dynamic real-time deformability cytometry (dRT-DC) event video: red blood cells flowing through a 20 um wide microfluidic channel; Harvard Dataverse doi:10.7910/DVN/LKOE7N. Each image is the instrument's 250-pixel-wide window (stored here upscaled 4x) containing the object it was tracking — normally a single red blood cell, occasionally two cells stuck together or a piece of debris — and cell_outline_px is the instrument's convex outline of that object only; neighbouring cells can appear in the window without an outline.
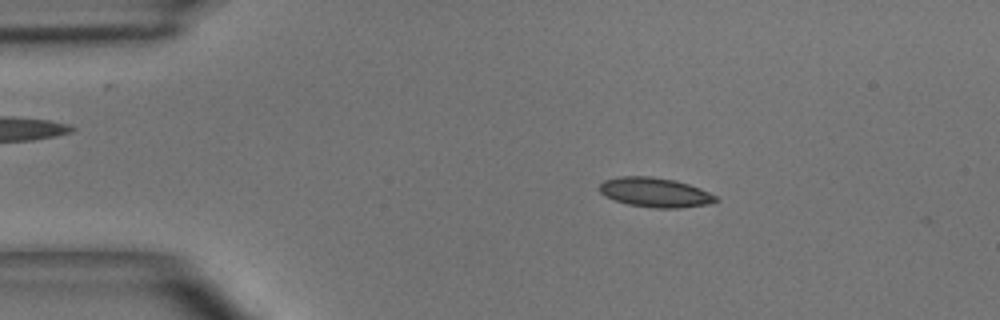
{"species": "common noctule bat (a hibernating species)", "species_latin": "Nyctalus noctula", "temperature_condition": "room temperature", "stored_images_in_passage": 9, "camera_frame_rate_fps": 3000, "um_per_image_px": 0.085, "animal": {"sex": "male", "body_mass_g": 15.6}, "frame": {"image": 1, "passage_image": 8, "time_ms": 2.333, "image_size_px": [1000, 320], "cell_outline_px": [[720, 200], [708, 204], [680, 208], [656, 208], [628, 204], [604, 196], [600, 192], [600, 184], [604, 180], [620, 176], [652, 176], [676, 180], [700, 188], [716, 196]], "centroid_in_image_um": [55.69, 16.35], "position_along_channel_um": 29.3, "area_um2": 20.0}}